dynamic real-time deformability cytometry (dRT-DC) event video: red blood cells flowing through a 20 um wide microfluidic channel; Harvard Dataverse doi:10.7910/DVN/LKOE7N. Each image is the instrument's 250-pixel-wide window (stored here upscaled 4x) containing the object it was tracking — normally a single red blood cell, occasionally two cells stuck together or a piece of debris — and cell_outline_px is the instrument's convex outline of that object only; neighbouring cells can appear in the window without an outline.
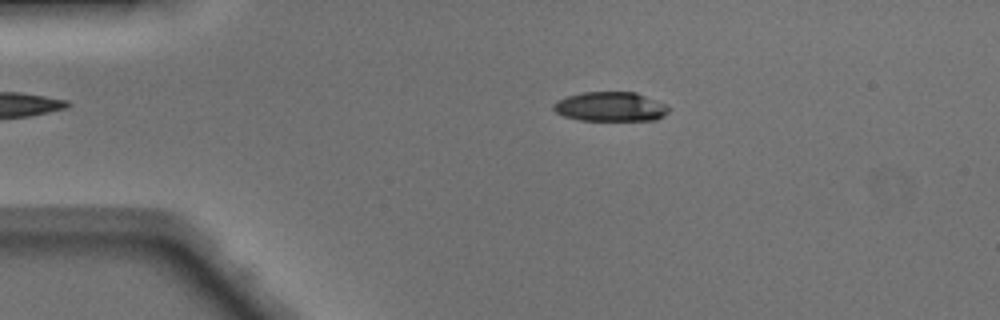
{"species": "Egyptian fruit bat (a non-hibernating species)", "species_latin": "Rousettus aegyptiacus", "temperature_condition": "warm", "stored_images_in_passage": 42, "camera_frame_rate_fps": 3000, "um_per_image_px": 0.085, "animal": {"sex": "male"}, "frame": {"image": 1, "passage_image": 9, "time_ms": 2.667, "image_size_px": [1000, 320], "cell_outline_px": [[668, 112], [664, 116], [656, 120], [580, 120], [564, 116], [556, 112], [552, 108], [552, 104], [556, 100], [580, 92], [636, 92], [664, 104], [668, 108]], "centroid_in_image_um": [51.84, 9.07], "position_along_channel_um": 33.2, "area_um2": 19.71}}
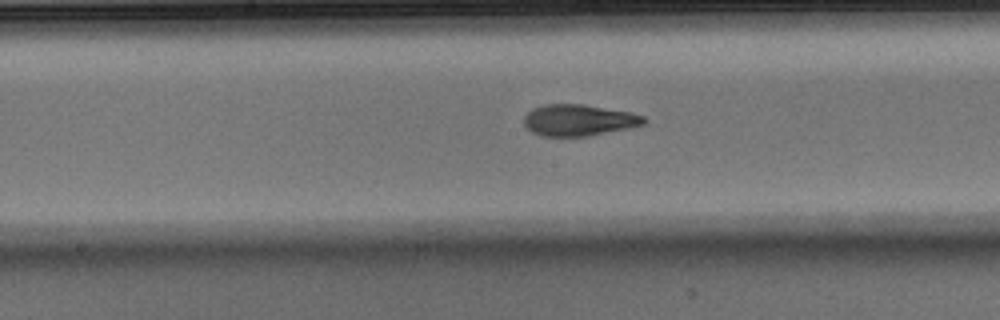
{"frame": {"image": 2, "passage_image": 24, "time_ms": 7.667, "image_size_px": [1000, 320], "cell_outline_px": [[648, 120], [644, 124], [628, 128], [588, 136], [540, 136], [532, 132], [524, 124], [524, 116], [532, 108], [544, 104], [584, 104], [632, 112], [644, 116]], "centroid_in_image_um": [49.2, 10.2], "position_along_channel_um": 199.0, "area_um2": 22.08}}
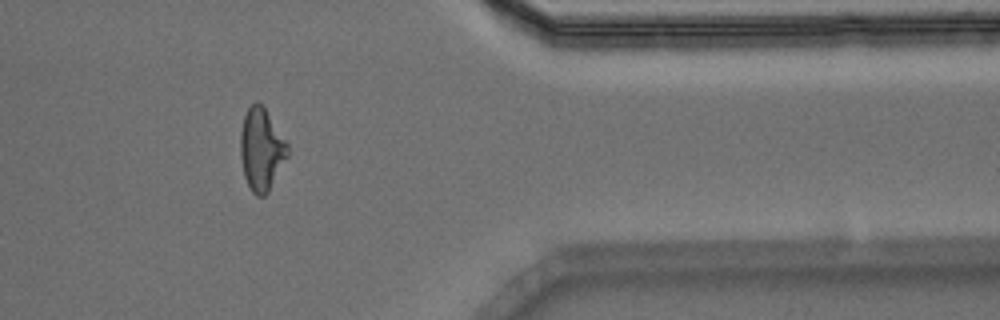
{"frame": {"image": 3, "passage_image": 39, "time_ms": 12.667, "image_size_px": [1000, 320], "cell_outline_px": [[288, 156], [268, 192], [264, 196], [256, 196], [252, 192], [244, 176], [240, 156], [240, 132], [244, 116], [248, 108], [256, 100], [264, 108], [288, 144]], "centroid_in_image_um": [22.2, 12.72], "position_along_channel_um": 389.2, "area_um2": 22.43}, "authors_computed_cell_mechanics": {"area_um2": 21.9062, "velocity_mm_per_s": 4.1837, "shape_relaxation_time_tau1_ms": 3.8816, "shape_relaxation_time_tau2_ms": 1.7257, "deformation_change_tau1": 0.1947, "deformation_change_tau2": 0.1047}}